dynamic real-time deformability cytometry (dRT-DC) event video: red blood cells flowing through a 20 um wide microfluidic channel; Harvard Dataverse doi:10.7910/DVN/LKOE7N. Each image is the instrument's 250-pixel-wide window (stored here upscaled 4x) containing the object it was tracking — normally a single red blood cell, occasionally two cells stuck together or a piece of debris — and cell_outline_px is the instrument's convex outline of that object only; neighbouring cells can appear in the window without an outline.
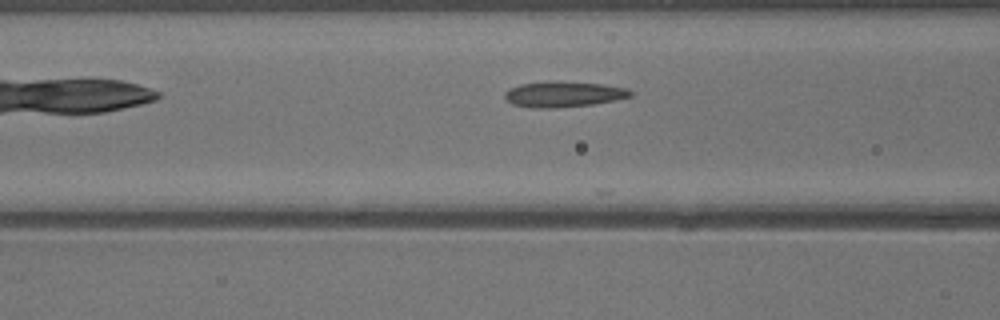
{"species": "common noctule bat (a hibernating species)", "species_latin": "Nyctalus noctula", "temperature_condition": "warm", "stored_images_in_passage": 9, "camera_frame_rate_fps": 3000, "um_per_image_px": 0.085, "animal": {"sex": "male", "body_mass_g": 13.3}, "frame": {"image": 1, "passage_image": 7, "time_ms": 2.0, "image_size_px": [1000, 320], "cell_outline_px": [[636, 92], [632, 96], [616, 100], [592, 104], [556, 108], [528, 108], [512, 104], [504, 96], [504, 92], [508, 88], [520, 84], [548, 80], [604, 84], [628, 88]], "centroid_in_image_um": [47.91, 8.0], "position_along_channel_um": 118.7, "area_um2": 19.25}}